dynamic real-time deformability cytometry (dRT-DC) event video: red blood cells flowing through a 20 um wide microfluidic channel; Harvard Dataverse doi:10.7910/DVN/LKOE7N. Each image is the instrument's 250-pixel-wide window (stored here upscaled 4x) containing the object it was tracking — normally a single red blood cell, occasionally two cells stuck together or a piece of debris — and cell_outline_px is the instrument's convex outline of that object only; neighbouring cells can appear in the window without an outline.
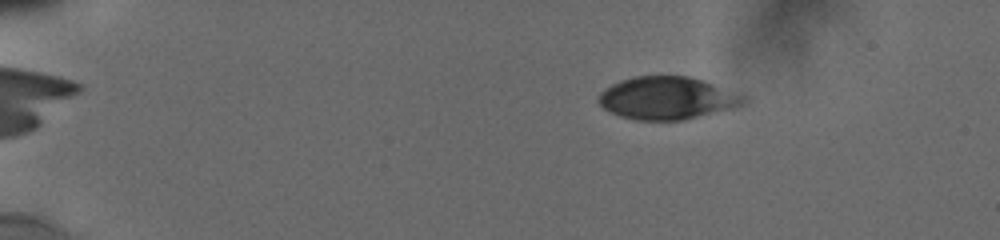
{"species": "human", "species_latin": "Homo sapiens", "temperature_condition": "cold", "stored_images_in_passage": 46, "camera_frame_rate_fps": 3000, "um_per_image_px": 0.085, "donor": {"sex": "male"}, "frame": {"image": 1, "passage_image": 1, "time_ms": 0.0, "image_size_px": [1000, 240], "cell_outline_px": [[748, 100], [744, 104], [732, 108], [684, 120], [636, 120], [620, 116], [608, 112], [596, 100], [596, 96], [604, 88], [620, 80], [636, 76], [688, 76], [704, 80], [748, 96]], "centroid_in_image_um": [56.7, 8.33], "position_along_channel_um": 28.3, "area_um2": 36.41}}
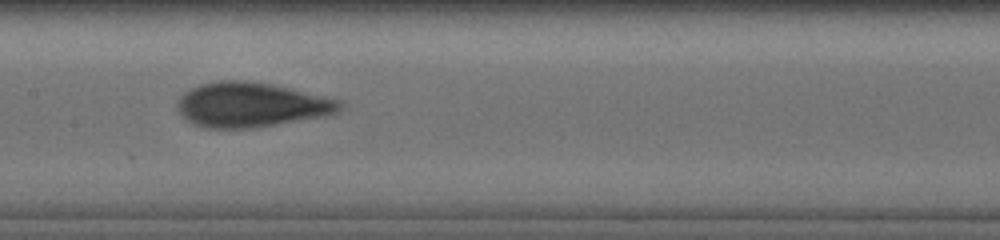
{"frame": {"image": 2, "passage_image": 21, "time_ms": 6.667, "image_size_px": [1000, 240], "cell_outline_px": [[344, 108], [328, 116], [252, 128], [204, 128], [192, 124], [176, 108], [176, 104], [180, 96], [184, 92], [200, 84], [220, 80], [236, 80], [268, 84], [340, 100], [344, 104]], "centroid_in_image_um": [21.33, 8.93], "position_along_channel_um": 186.1, "area_um2": 42.02}}
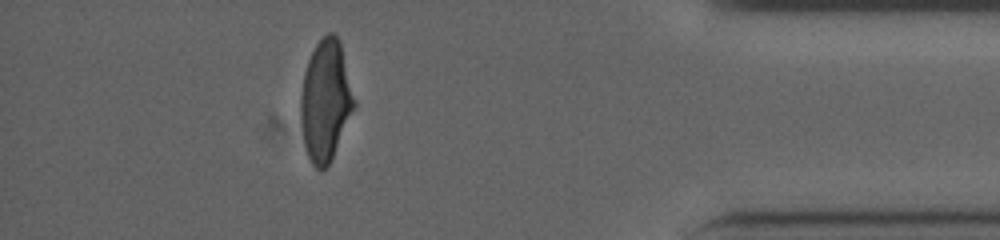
{"frame": {"image": 3, "passage_image": 41, "time_ms": 13.333, "image_size_px": [1000, 240], "cell_outline_px": [[356, 108], [328, 164], [324, 168], [316, 168], [312, 164], [308, 156], [304, 144], [300, 120], [300, 96], [304, 72], [308, 60], [316, 44], [328, 32], [332, 32], [340, 40], [356, 100]], "centroid_in_image_um": [27.68, 8.52], "position_along_channel_um": 407.5, "area_um2": 37.86}, "authors_computed_cell_mechanics": {"area_um2": 40.1132, "velocity_mm_per_s": 3.8467, "shape_relaxation_time_tau1_ms": 3.542, "shape_relaxation_time_tau2_ms": 1.06, "deformation_change_tau1": 0.1718, "deformation_change_tau2": 0.0679}}